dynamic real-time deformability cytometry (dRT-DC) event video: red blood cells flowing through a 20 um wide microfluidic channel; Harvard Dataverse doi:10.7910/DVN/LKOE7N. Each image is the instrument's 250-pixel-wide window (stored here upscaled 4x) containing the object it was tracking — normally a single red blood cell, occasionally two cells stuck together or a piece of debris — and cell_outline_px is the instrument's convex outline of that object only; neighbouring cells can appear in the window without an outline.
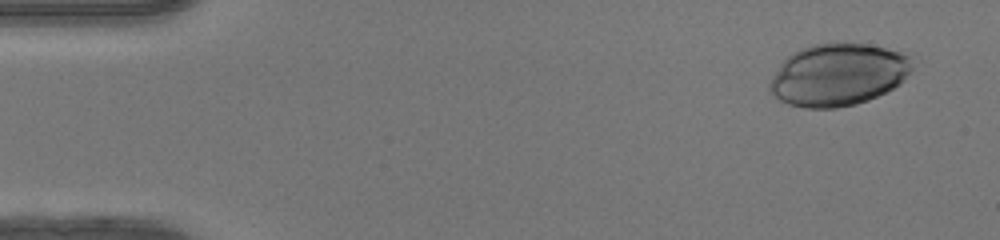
{"species": "human", "species_latin": "Homo sapiens", "temperature_condition": "warm", "stored_images_in_passage": 49, "camera_frame_rate_fps": 3000, "um_per_image_px": 0.085, "donor": {"sex": "female"}, "frame": {"image": 1, "passage_image": 3, "time_ms": 0.667, "image_size_px": [1000, 240], "cell_outline_px": [[912, 68], [904, 80], [900, 84], [868, 100], [856, 104], [836, 108], [804, 108], [788, 104], [780, 100], [768, 88], [768, 84], [772, 76], [780, 64], [788, 56], [800, 48], [812, 44], [864, 44], [884, 48], [900, 52], [908, 56]], "centroid_in_image_um": [71.21, 6.37], "position_along_channel_um": 13.8, "area_um2": 51.15}}
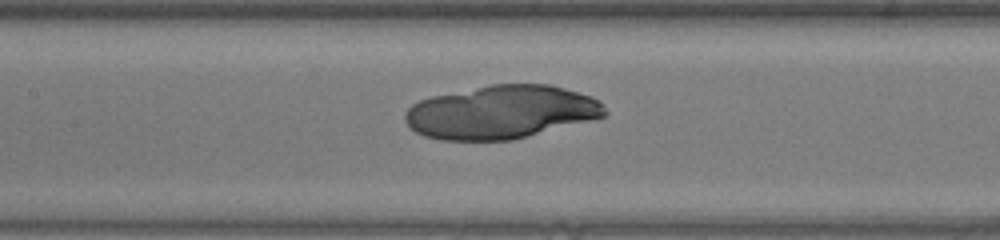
{"frame": {"image": 2, "passage_image": 23, "time_ms": 7.333, "image_size_px": [1000, 240], "cell_outline_px": [[608, 112], [604, 116], [512, 140], [440, 140], [424, 136], [416, 132], [404, 120], [404, 112], [412, 104], [420, 100], [432, 96], [488, 84], [552, 84], [592, 96], [604, 104]], "centroid_in_image_um": [42.59, 9.51], "position_along_channel_um": 164.8, "area_um2": 62.14}}
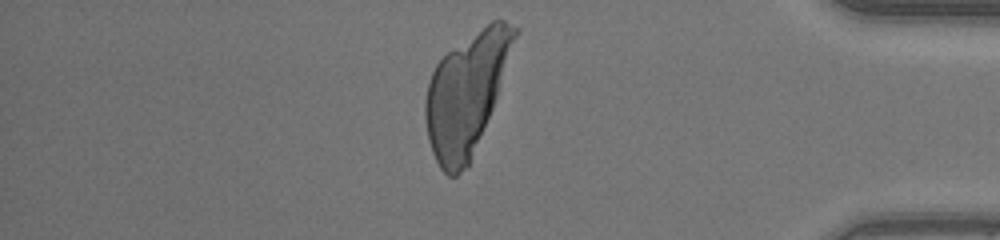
{"frame": {"image": 3, "passage_image": 42, "time_ms": 13.667, "image_size_px": [1000, 240], "cell_outline_px": [[516, 36], [492, 108], [468, 168], [456, 176], [448, 176], [440, 168], [432, 152], [428, 140], [424, 116], [424, 100], [428, 80], [436, 64], [448, 52], [492, 20], [504, 20], [516, 28]], "centroid_in_image_um": [39.58, 8.02], "position_along_channel_um": 395.6, "area_um2": 61.56}}